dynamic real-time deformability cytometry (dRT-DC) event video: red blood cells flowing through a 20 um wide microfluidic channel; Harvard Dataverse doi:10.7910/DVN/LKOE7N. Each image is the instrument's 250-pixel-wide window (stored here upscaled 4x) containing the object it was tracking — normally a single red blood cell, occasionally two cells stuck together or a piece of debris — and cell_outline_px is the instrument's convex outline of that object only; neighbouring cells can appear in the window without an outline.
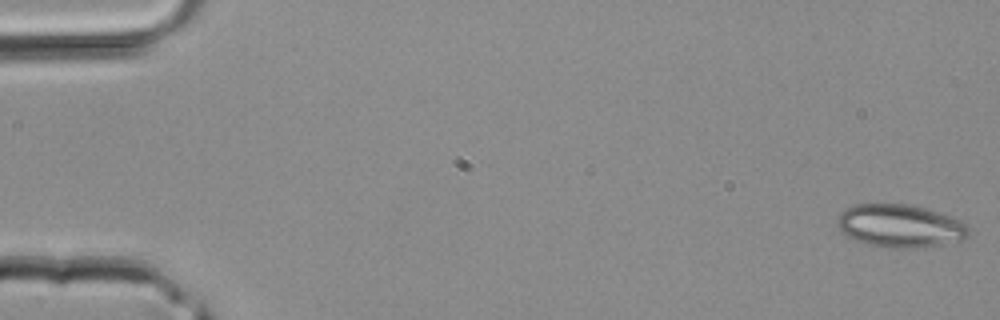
{"species": "common noctule bat (a hibernating species)", "species_latin": "Nyctalus noctula", "temperature_condition": "room temperature", "stored_images_in_passage": 41, "camera_frame_rate_fps": 3000, "um_per_image_px": 0.085, "animal": {"sex": "male", "body_mass_g": 20.4}, "frame": {"image": 1, "passage_image": 1, "time_ms": 0.0, "image_size_px": [1000, 320], "cell_outline_px": [[968, 236], [964, 240], [916, 248], [888, 248], [868, 244], [856, 240], [840, 232], [836, 224], [836, 220], [840, 212], [844, 208], [852, 204], [908, 204], [940, 212], [952, 216], [968, 224]], "centroid_in_image_um": [76.48, 19.19], "position_along_channel_um": 8.5, "area_um2": 33.23}}
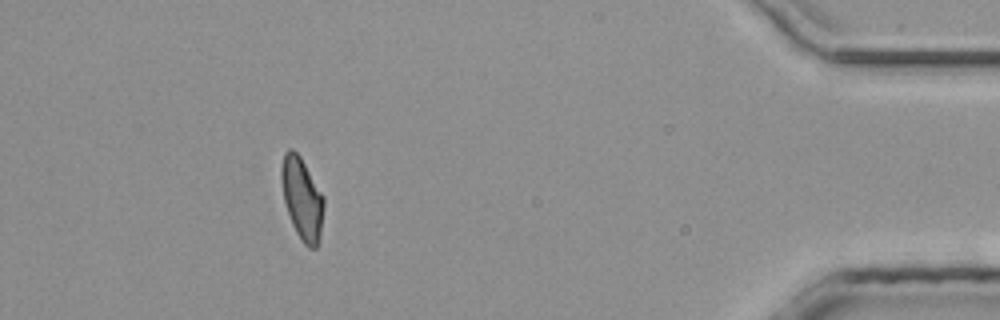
{"frame": {"image": 2, "passage_image": 37, "time_ms": 12.0, "image_size_px": [1000, 320], "cell_outline_px": [[324, 204], [320, 232], [316, 248], [308, 248], [300, 240], [292, 224], [284, 200], [280, 176], [280, 168], [284, 152], [288, 148], [292, 148], [300, 156], [324, 196]], "centroid_in_image_um": [25.65, 16.85], "position_along_channel_um": 409.5, "area_um2": 20.23}}